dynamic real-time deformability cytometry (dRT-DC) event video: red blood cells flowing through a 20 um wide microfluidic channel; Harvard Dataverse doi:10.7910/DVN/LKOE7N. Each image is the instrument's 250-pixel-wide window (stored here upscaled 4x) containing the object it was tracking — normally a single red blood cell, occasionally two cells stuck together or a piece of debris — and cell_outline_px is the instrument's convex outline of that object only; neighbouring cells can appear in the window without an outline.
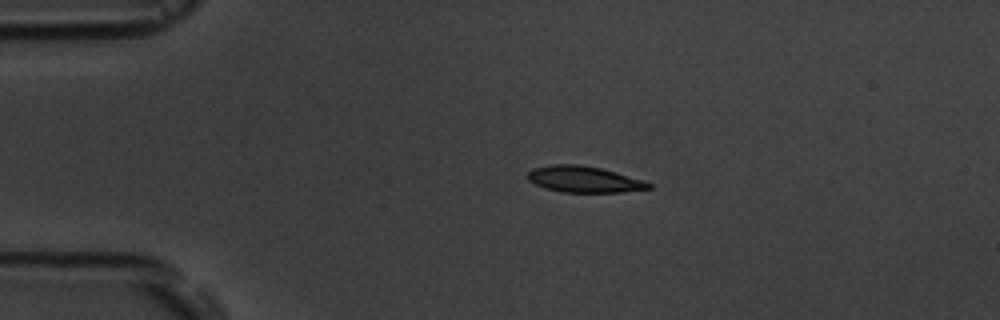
{"species": "common noctule bat (a hibernating species)", "species_latin": "Nyctalus noctula", "temperature_condition": "room temperature", "stored_images_in_passage": 4, "camera_frame_rate_fps": 3000, "um_per_image_px": 0.085, "animal": {"sex": "male", "body_mass_g": 19.5, "forearm_length_mm": 54.6}, "frame": {"image": 1, "passage_image": 1, "time_ms": 0.0, "image_size_px": [1000, 320], "cell_outline_px": [[652, 188], [620, 192], [564, 192], [544, 188], [528, 180], [528, 172], [532, 168], [552, 164], [580, 164], [600, 168], [616, 172], [644, 180], [652, 184]], "centroid_in_image_um": [49.64, 15.23], "position_along_channel_um": 35.4, "area_um2": 18.5}}
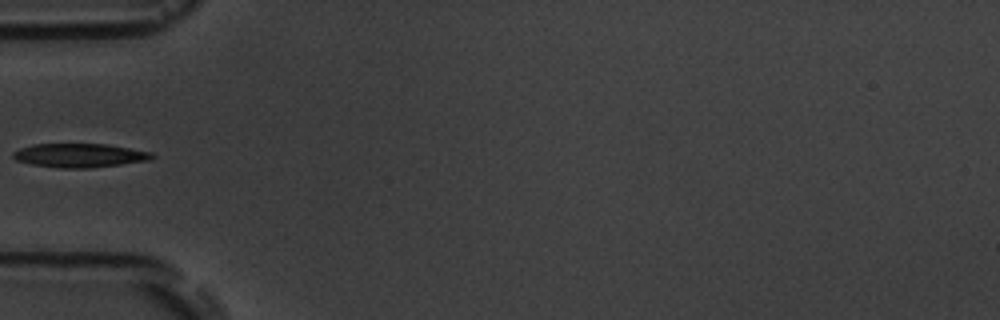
{"frame": {"image": 2, "passage_image": 3, "time_ms": 2.333, "image_size_px": [1000, 320], "cell_outline_px": [[156, 156], [148, 160], [120, 164], [88, 168], [60, 168], [32, 164], [16, 160], [12, 156], [12, 152], [20, 148], [32, 144], [108, 144], [152, 152]], "centroid_in_image_um": [6.75, 13.2], "position_along_channel_um": 78.2, "area_um2": 19.25}}
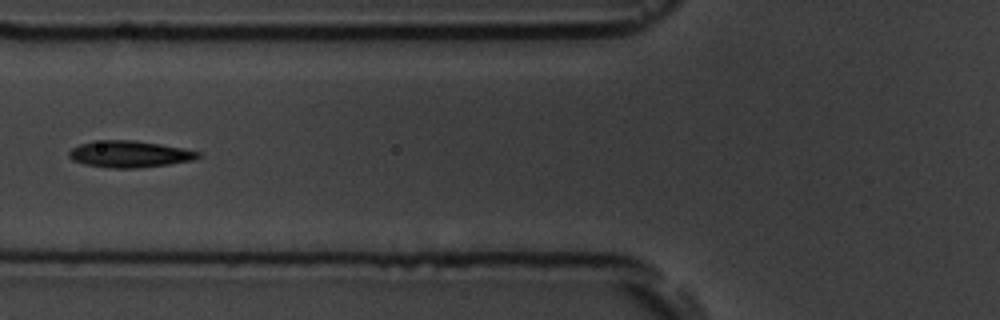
{"frame": {"image": 3, "passage_image": 4, "time_ms": 3.333, "image_size_px": [1000, 320], "cell_outline_px": [[204, 156], [192, 160], [168, 164], [140, 168], [108, 168], [84, 164], [72, 160], [68, 156], [68, 152], [72, 148], [80, 144], [92, 140], [132, 140], [160, 144], [184, 148], [200, 152]], "centroid_in_image_um": [11.0, 13.1], "position_along_channel_um": 114.8, "area_um2": 20.23}}